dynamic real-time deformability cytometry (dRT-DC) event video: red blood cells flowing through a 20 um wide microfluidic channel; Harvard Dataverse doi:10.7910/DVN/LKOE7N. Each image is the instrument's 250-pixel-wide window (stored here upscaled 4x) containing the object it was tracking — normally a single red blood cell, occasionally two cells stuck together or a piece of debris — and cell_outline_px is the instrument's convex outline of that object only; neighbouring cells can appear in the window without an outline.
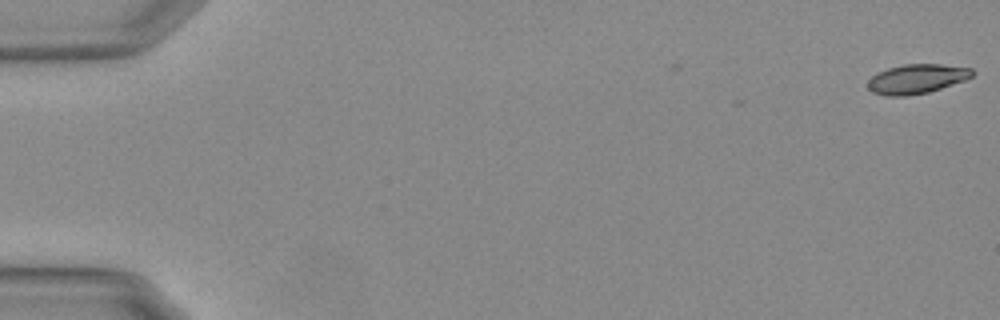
{"species": "Egyptian fruit bat (a non-hibernating species)", "species_latin": "Rousettus aegyptiacus", "temperature_condition": "warm", "stored_images_in_passage": 10, "camera_frame_rate_fps": 3000, "um_per_image_px": 0.085, "animal": {"sex": "female"}, "frame": {"image": 1, "passage_image": 1, "time_ms": 0.0, "image_size_px": [1000, 320], "cell_outline_px": [[976, 72], [972, 76], [964, 80], [928, 92], [908, 96], [888, 96], [872, 92], [868, 88], [868, 80], [876, 72], [888, 68], [904, 64], [940, 64], [972, 68]], "centroid_in_image_um": [77.91, 6.7], "position_along_channel_um": 7.1, "area_um2": 17.92}}